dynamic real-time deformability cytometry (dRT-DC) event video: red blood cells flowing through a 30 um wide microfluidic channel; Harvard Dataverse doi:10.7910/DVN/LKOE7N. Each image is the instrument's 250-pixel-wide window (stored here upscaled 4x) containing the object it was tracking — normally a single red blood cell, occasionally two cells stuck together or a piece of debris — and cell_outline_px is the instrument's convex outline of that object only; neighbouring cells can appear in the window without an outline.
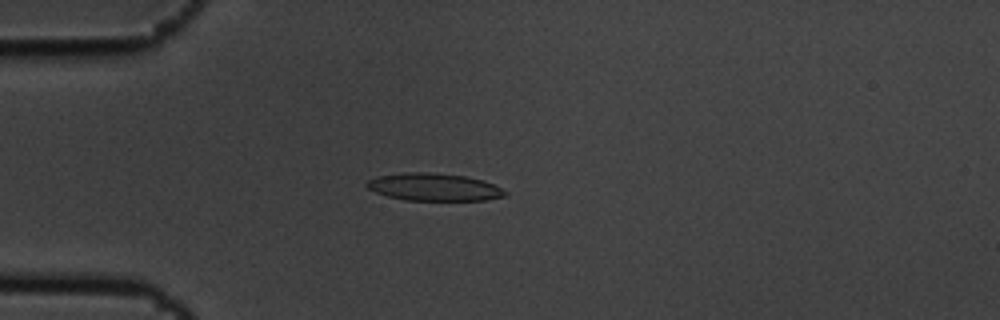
{"species": "common noctule bat (a hibernating species)", "species_latin": "Nyctalus noctula", "temperature_condition": "cold", "stored_images_in_passage": 7, "camera_frame_rate_fps": 3000, "um_per_image_px": 0.085, "animal": {"sex": "male", "body_mass_g": 19.5, "forearm_length_mm": 54.6}, "frame": {"image": 1, "passage_image": 4, "time_ms": 1.0, "image_size_px": [1000, 320], "cell_outline_px": [[508, 192], [504, 196], [484, 200], [404, 200], [388, 196], [376, 192], [368, 188], [364, 184], [368, 180], [376, 176], [404, 172], [428, 172], [464, 176], [484, 180]], "centroid_in_image_um": [36.85, 15.89], "position_along_channel_um": 48.2, "area_um2": 22.08}}
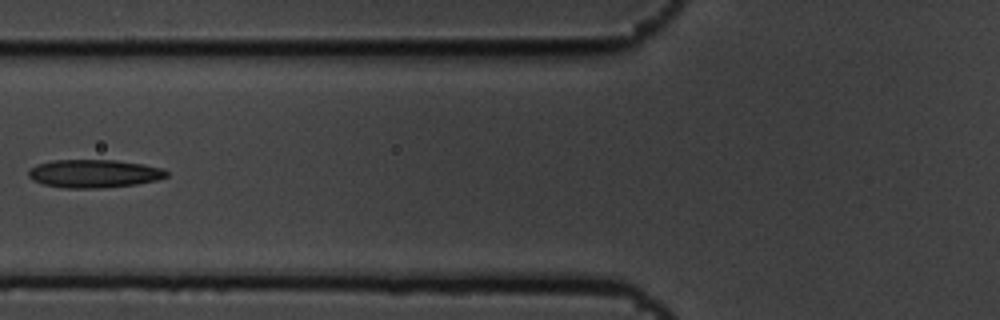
{"frame": {"image": 2, "passage_image": 6, "time_ms": 1.667, "image_size_px": [1000, 320], "cell_outline_px": [[168, 176], [156, 180], [136, 184], [100, 188], [64, 188], [44, 184], [32, 180], [28, 176], [28, 172], [36, 164], [52, 160], [116, 160], [144, 164], [164, 168], [168, 172]], "centroid_in_image_um": [8.0, 14.75], "position_along_channel_um": 117.8, "area_um2": 22.72}}
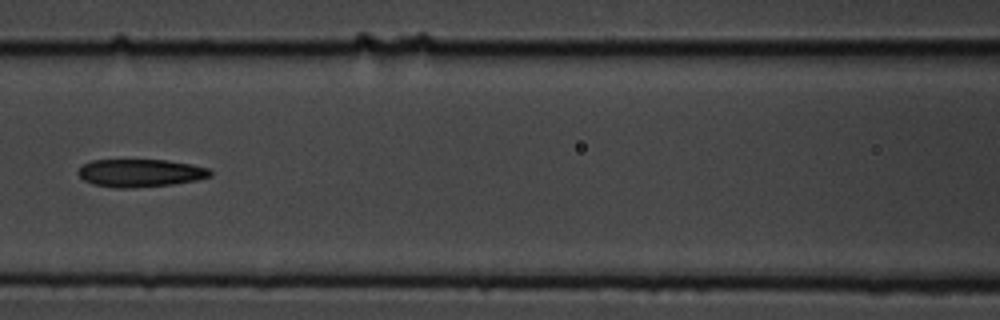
{"frame": {"image": 3, "passage_image": 7, "time_ms": 2.0, "image_size_px": [1000, 320], "cell_outline_px": [[212, 176], [196, 180], [172, 184], [128, 188], [116, 188], [92, 184], [84, 180], [76, 172], [84, 164], [92, 160], [168, 160], [192, 164], [208, 168], [212, 172]], "centroid_in_image_um": [11.93, 14.7], "position_along_channel_um": 154.7, "area_um2": 21.39}}